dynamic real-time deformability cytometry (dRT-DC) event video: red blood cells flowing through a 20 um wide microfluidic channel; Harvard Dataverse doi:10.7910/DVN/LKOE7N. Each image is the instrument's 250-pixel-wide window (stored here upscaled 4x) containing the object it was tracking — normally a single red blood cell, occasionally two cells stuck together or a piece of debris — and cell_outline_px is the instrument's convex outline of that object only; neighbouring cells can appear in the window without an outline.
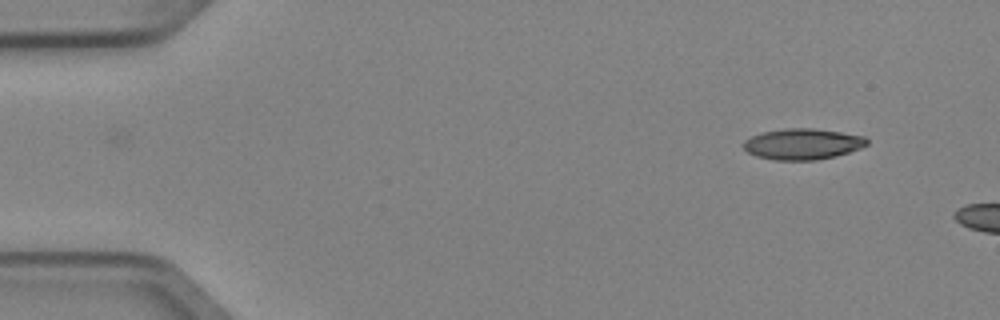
{"species": "Egyptian fruit bat (a non-hibernating species)", "species_latin": "Rousettus aegyptiacus", "temperature_condition": "cold", "stored_images_in_passage": 2, "camera_frame_rate_fps": 3000, "um_per_image_px": 0.085, "animal": {"sex": "female"}, "frame": {"image": 1, "passage_image": 1, "time_ms": 0.0, "image_size_px": [1000, 320], "cell_outline_px": [[868, 144], [860, 148], [848, 152], [816, 160], [776, 160], [756, 156], [748, 152], [744, 148], [744, 140], [752, 136], [764, 132], [784, 128], [812, 128], [840, 132], [864, 136], [868, 140]], "centroid_in_image_um": [68.21, 12.24], "position_along_channel_um": 16.8, "area_um2": 22.02}}